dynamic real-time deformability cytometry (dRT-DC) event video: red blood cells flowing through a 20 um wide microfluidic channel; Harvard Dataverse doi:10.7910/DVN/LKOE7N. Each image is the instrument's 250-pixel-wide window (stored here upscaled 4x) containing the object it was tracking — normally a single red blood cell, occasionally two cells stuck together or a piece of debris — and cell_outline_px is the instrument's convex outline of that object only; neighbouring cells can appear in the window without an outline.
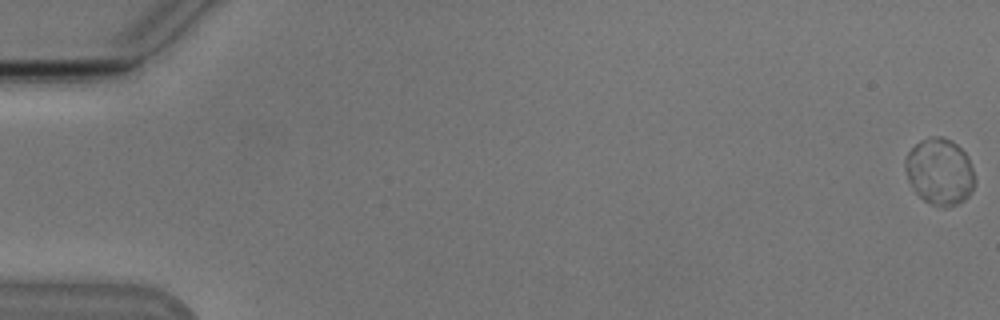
{"species": "Egyptian fruit bat (a non-hibernating species)", "species_latin": "Rousettus aegyptiacus", "temperature_condition": "cold", "stored_images_in_passage": 12, "camera_frame_rate_fps": 3000, "um_per_image_px": 0.085, "animal": {"sex": "male"}, "frame": {"image": 1, "passage_image": 1, "time_ms": 0.0, "image_size_px": [1000, 320], "cell_outline_px": [[976, 180], [972, 192], [964, 200], [956, 204], [944, 208], [932, 204], [924, 200], [916, 192], [908, 180], [904, 168], [904, 160], [908, 152], [920, 140], [932, 136], [944, 136], [952, 140], [964, 152], [972, 164]], "centroid_in_image_um": [79.88, 14.58], "position_along_channel_um": 5.1, "area_um2": 27.22}}